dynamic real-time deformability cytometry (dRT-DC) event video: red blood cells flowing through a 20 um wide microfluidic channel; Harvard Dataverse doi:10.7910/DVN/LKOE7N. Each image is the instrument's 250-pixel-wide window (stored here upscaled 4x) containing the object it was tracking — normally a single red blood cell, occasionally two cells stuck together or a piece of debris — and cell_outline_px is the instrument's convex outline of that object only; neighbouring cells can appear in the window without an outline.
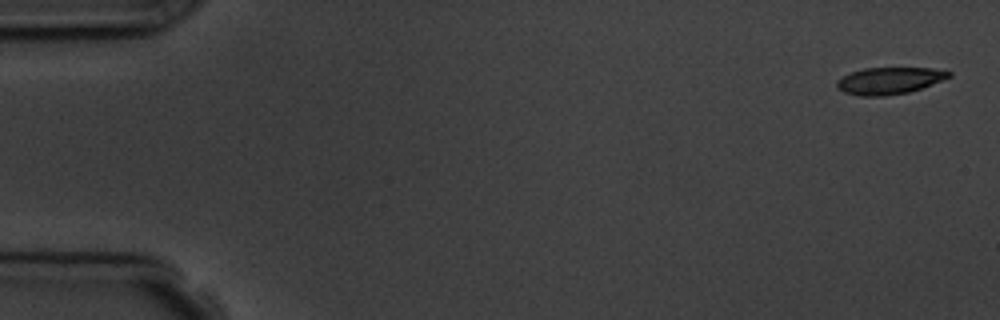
{"species": "common noctule bat (a hibernating species)", "species_latin": "Nyctalus noctula", "temperature_condition": "room temperature", "stored_images_in_passage": 5, "camera_frame_rate_fps": 3000, "um_per_image_px": 0.085, "animal": {"sex": "male", "body_mass_g": 19.5, "forearm_length_mm": 54.6}, "frame": {"image": 1, "passage_image": 1, "time_ms": 0.0, "image_size_px": [1000, 320], "cell_outline_px": [[952, 76], [920, 88], [908, 92], [884, 96], [860, 96], [844, 92], [836, 88], [836, 80], [852, 72], [864, 68], [932, 68], [952, 72]], "centroid_in_image_um": [75.56, 6.86], "position_along_channel_um": 9.4, "area_um2": 17.4}}
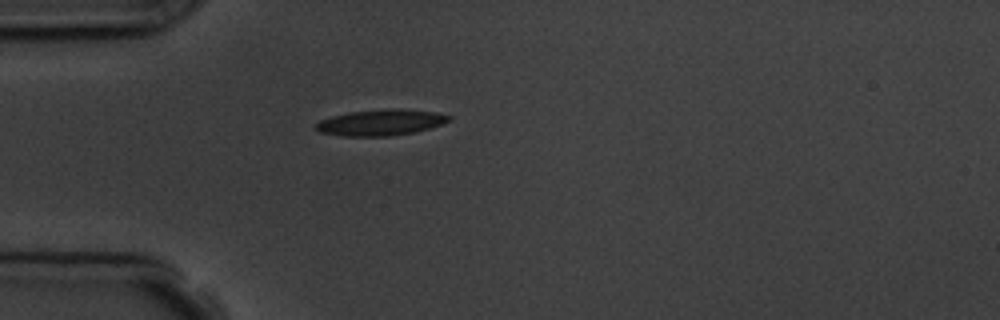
{"frame": {"image": 2, "passage_image": 5, "time_ms": 4.667, "image_size_px": [1000, 320], "cell_outline_px": [[452, 120], [428, 128], [412, 132], [388, 136], [340, 136], [320, 132], [316, 128], [316, 124], [320, 120], [332, 116], [348, 112], [388, 108], [400, 108], [436, 112], [452, 116]], "centroid_in_image_um": [32.37, 10.39], "position_along_channel_um": 52.6, "area_um2": 20.17}}